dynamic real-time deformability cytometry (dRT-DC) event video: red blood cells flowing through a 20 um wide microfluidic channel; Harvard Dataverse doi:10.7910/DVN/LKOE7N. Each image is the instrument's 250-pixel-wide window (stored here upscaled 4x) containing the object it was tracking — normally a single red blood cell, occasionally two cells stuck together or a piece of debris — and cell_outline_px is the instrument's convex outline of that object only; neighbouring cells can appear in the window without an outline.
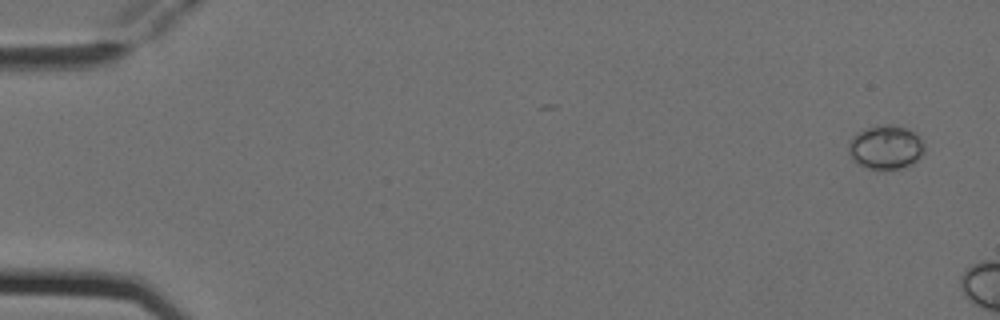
{"species": "Egyptian fruit bat (a non-hibernating species)", "species_latin": "Rousettus aegyptiacus", "temperature_condition": "cold", "stored_images_in_passage": 2, "camera_frame_rate_fps": 3000, "um_per_image_px": 0.085, "animal": {"sex": "female"}, "frame": {"image": 1, "passage_image": 1, "time_ms": 0.0, "image_size_px": [1000, 320], "cell_outline_px": [[924, 152], [912, 164], [900, 168], [884, 172], [864, 168], [856, 164], [852, 160], [848, 152], [848, 140], [856, 132], [864, 128], [876, 124], [892, 124], [908, 128], [916, 132], [920, 136], [924, 144]], "centroid_in_image_um": [75.24, 12.52], "position_along_channel_um": 9.8, "area_um2": 20.46}}